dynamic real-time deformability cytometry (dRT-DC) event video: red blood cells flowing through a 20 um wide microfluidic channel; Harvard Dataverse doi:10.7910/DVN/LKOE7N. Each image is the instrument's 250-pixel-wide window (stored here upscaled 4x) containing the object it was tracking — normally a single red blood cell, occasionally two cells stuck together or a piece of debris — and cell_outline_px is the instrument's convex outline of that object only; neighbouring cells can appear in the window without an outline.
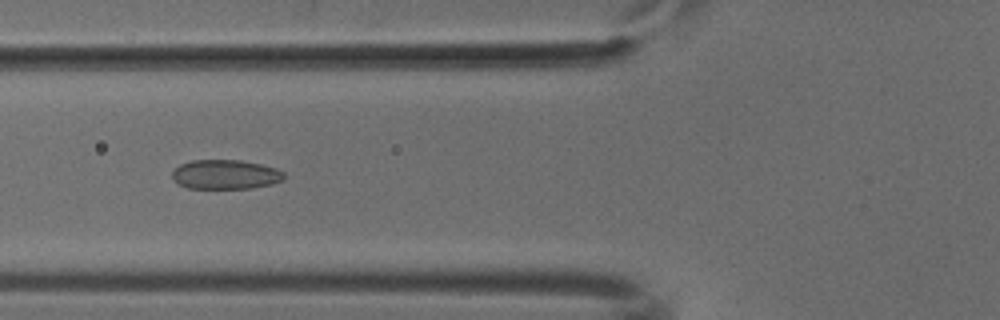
{"species": "common noctule bat (a hibernating species)", "species_latin": "Nyctalus noctula", "temperature_condition": "cold", "stored_images_in_passage": 52, "camera_frame_rate_fps": 3000, "um_per_image_px": 0.085, "animal": {"sex": "male", "body_mass_g": 18.8}, "frame": {"image": 1, "passage_image": 20, "time_ms": 6.333, "image_size_px": [1000, 320], "cell_outline_px": [[284, 180], [272, 184], [252, 188], [188, 188], [172, 180], [172, 172], [180, 164], [192, 160], [240, 160], [260, 164], [276, 168], [284, 172]], "centroid_in_image_um": [19.17, 14.83], "position_along_channel_um": 106.6, "area_um2": 19.19}}
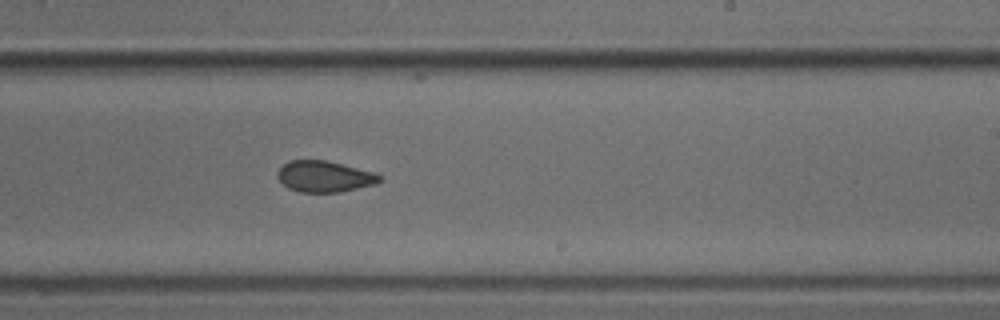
{"frame": {"image": 2, "passage_image": 32, "time_ms": 10.333, "image_size_px": [1000, 320], "cell_outline_px": [[380, 180], [376, 184], [340, 192], [300, 192], [288, 188], [276, 176], [276, 172], [288, 160], [324, 160], [372, 172], [380, 176]], "centroid_in_image_um": [27.52, 15.01], "position_along_channel_um": 261.5, "area_um2": 18.26}}
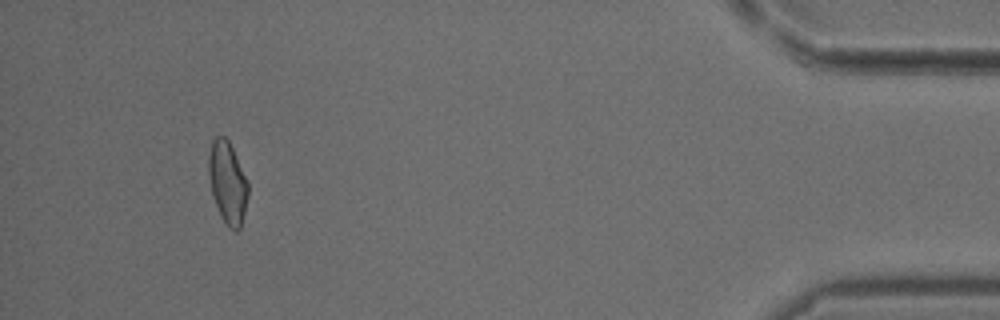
{"frame": {"image": 3, "passage_image": 49, "time_ms": 16.0, "image_size_px": [1000, 320], "cell_outline_px": [[248, 196], [240, 228], [236, 232], [228, 228], [220, 216], [212, 192], [208, 172], [208, 156], [212, 140], [216, 136], [224, 136], [228, 140], [248, 180]], "centroid_in_image_um": [19.34, 15.52], "position_along_channel_um": 415.9, "area_um2": 18.84}}